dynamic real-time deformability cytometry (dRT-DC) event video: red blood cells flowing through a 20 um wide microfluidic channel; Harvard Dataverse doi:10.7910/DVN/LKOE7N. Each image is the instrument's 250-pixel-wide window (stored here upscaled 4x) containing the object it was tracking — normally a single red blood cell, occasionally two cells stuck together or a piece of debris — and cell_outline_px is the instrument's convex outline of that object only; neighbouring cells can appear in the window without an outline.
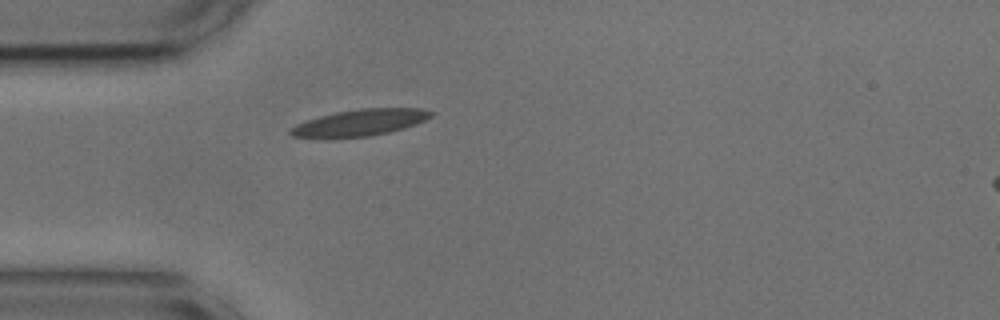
{"species": "common noctule bat (a hibernating species)", "species_latin": "Nyctalus noctula", "temperature_condition": "cold", "stored_images_in_passage": 36, "camera_frame_rate_fps": 3000, "um_per_image_px": 0.085, "animal": {"sex": "male", "body_mass_g": 17.9, "forearm_length_mm": 54.2}, "frame": {"image": 1, "passage_image": 1, "time_ms": 0.0, "image_size_px": [1000, 320], "cell_outline_px": [[436, 112], [432, 116], [416, 124], [404, 128], [372, 136], [332, 140], [292, 136], [288, 132], [296, 124], [320, 116], [336, 112], [360, 108], [420, 108]], "centroid_in_image_um": [30.57, 10.45], "position_along_channel_um": 54.4, "area_um2": 22.25}}
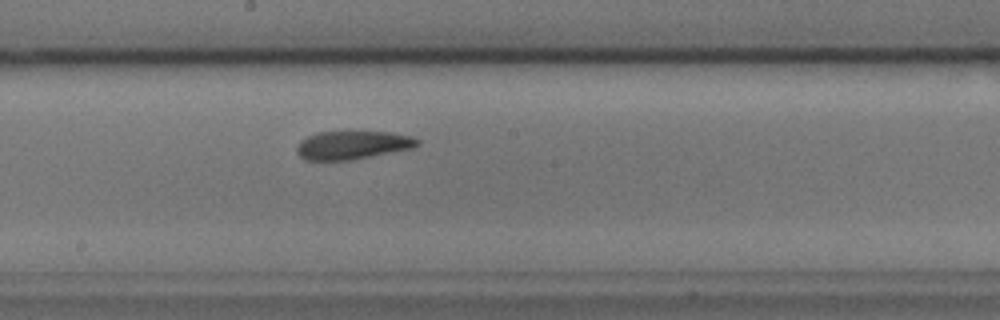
{"frame": {"image": 2, "passage_image": 15, "time_ms": 4.667, "image_size_px": [1000, 320], "cell_outline_px": [[420, 144], [412, 148], [348, 160], [304, 160], [296, 152], [296, 148], [300, 140], [316, 132], [388, 132], [412, 136], [420, 140]], "centroid_in_image_um": [29.94, 12.32], "position_along_channel_um": 218.3, "area_um2": 19.77}}
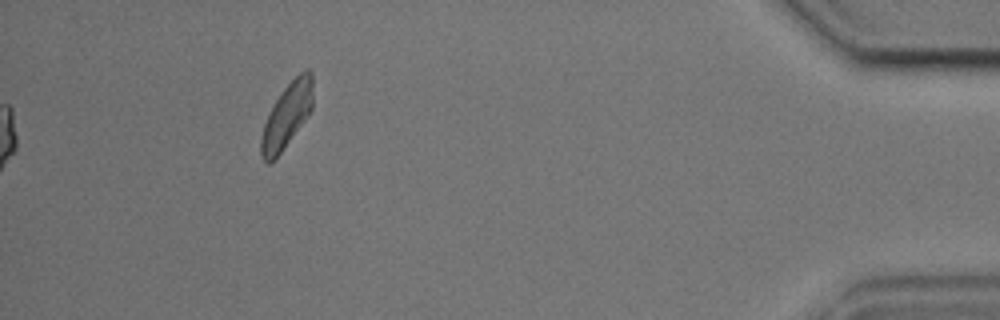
{"frame": {"image": 3, "passage_image": 36, "time_ms": 11.667, "image_size_px": [1000, 320], "cell_outline_px": [[312, 108], [272, 164], [268, 164], [260, 156], [260, 140], [264, 124], [268, 112], [284, 88], [304, 68], [308, 68], [312, 72]], "centroid_in_image_um": [24.35, 9.83], "position_along_channel_um": 410.9, "area_um2": 19.25}, "authors_computed_cell_mechanics": {"area_um2": 20.1722, "velocity_mm_per_s": 3.6202, "shape_relaxation_time_tau1_ms": null, "shape_relaxation_time_tau2_ms": 2.5513, "deformation_change_tau1": null, "deformation_change_tau2": 0.1059}}